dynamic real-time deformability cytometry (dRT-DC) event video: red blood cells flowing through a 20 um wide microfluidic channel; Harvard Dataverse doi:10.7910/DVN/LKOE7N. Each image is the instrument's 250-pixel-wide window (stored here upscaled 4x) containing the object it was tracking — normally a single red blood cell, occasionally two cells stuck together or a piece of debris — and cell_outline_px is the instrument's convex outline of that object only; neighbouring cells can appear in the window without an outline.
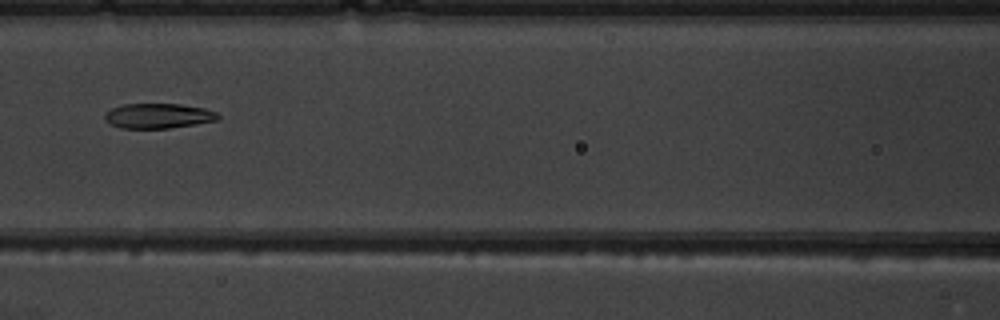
{"species": "common noctule bat (a hibernating species)", "species_latin": "Nyctalus noctula", "temperature_condition": "warm", "stored_images_in_passage": 6, "camera_frame_rate_fps": 3000, "um_per_image_px": 0.085, "animal": {"sex": "male", "body_mass_g": 19.5, "forearm_length_mm": 54.6}, "frame": {"image": 1, "passage_image": 6, "time_ms": 5.667, "image_size_px": [1000, 320], "cell_outline_px": [[220, 120], [196, 124], [168, 128], [120, 128], [104, 120], [104, 112], [112, 108], [124, 104], [180, 104], [204, 108], [216, 112], [220, 116]], "centroid_in_image_um": [13.45, 9.85], "position_along_channel_um": 153.1, "area_um2": 16.53}}